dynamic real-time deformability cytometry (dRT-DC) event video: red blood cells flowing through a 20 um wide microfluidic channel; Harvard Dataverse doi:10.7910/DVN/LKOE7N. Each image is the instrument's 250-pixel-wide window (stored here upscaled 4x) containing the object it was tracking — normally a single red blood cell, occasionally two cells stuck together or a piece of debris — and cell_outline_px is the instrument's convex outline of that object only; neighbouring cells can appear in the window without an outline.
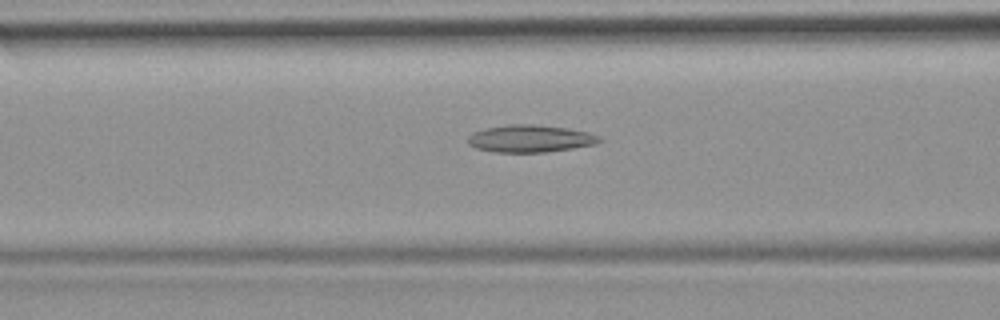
{"species": "common noctule bat (a hibernating species)", "species_latin": "Nyctalus noctula", "temperature_condition": "room temperature", "stored_images_in_passage": 50, "camera_frame_rate_fps": 3000, "um_per_image_px": 0.085, "animal": {"sex": "female", "body_mass_g": 19.9}, "frame": {"image": 1, "passage_image": 20, "time_ms": 6.333, "image_size_px": [1000, 320], "cell_outline_px": [[604, 140], [596, 144], [572, 148], [544, 152], [492, 152], [476, 148], [468, 144], [468, 136], [472, 132], [484, 128], [508, 124], [532, 124], [568, 128], [584, 132], [596, 136]], "centroid_in_image_um": [45.0, 11.78], "position_along_channel_um": 121.6, "area_um2": 20.87}}
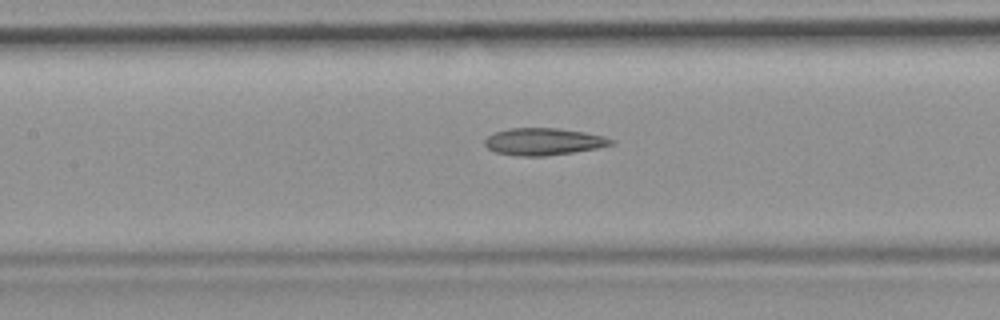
{"frame": {"image": 2, "passage_image": 23, "time_ms": 7.333, "image_size_px": [1000, 320], "cell_outline_px": [[616, 144], [596, 148], [572, 152], [544, 156], [516, 156], [496, 152], [488, 148], [484, 144], [484, 140], [492, 132], [508, 128], [556, 128], [584, 132], [604, 136], [616, 140]], "centroid_in_image_um": [46.19, 12.03], "position_along_channel_um": 161.2, "area_um2": 20.06}}
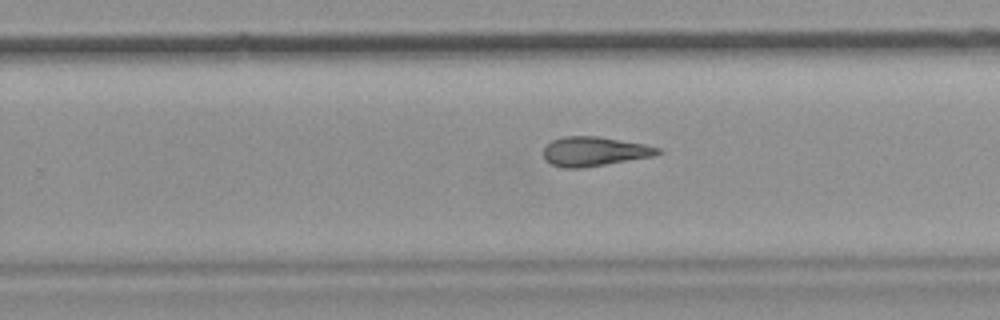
{"frame": {"image": 3, "passage_image": 32, "time_ms": 10.333, "image_size_px": [1000, 320], "cell_outline_px": [[664, 152], [652, 156], [580, 168], [564, 168], [552, 164], [544, 160], [544, 148], [552, 140], [564, 136], [596, 136], [644, 144], [660, 148]], "centroid_in_image_um": [50.5, 12.86], "position_along_channel_um": 279.3, "area_um2": 19.31}, "authors_computed_cell_mechanics": {"area_um2": 21.1548, "velocity_mm_per_s": 3.9576, "shape_relaxation_time_tau1_ms": null, "shape_relaxation_time_tau2_ms": 4.2404, "deformation_change_tau1": null, "deformation_change_tau2": 0.1518}}